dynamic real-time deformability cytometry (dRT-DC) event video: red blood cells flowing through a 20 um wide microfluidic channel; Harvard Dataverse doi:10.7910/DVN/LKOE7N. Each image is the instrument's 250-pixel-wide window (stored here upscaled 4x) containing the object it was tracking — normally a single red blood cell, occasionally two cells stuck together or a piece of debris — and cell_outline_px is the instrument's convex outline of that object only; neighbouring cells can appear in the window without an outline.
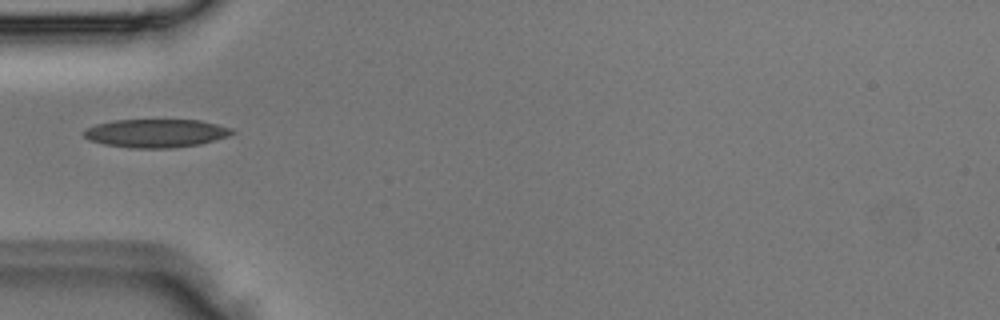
{"species": "Egyptian fruit bat (a non-hibernating species)", "species_latin": "Rousettus aegyptiacus", "temperature_condition": "room temperature", "stored_images_in_passage": 2, "camera_frame_rate_fps": 3000, "um_per_image_px": 0.085, "animal": {"sex": "male"}, "frame": {"image": 1, "passage_image": 2, "time_ms": 0.333, "image_size_px": [1000, 320], "cell_outline_px": [[236, 132], [228, 136], [200, 144], [172, 148], [128, 148], [104, 144], [88, 140], [84, 136], [84, 132], [88, 128], [96, 124], [112, 120], [200, 120], [232, 128]], "centroid_in_image_um": [13.26, 11.33], "position_along_channel_um": 71.7, "area_um2": 24.51}}